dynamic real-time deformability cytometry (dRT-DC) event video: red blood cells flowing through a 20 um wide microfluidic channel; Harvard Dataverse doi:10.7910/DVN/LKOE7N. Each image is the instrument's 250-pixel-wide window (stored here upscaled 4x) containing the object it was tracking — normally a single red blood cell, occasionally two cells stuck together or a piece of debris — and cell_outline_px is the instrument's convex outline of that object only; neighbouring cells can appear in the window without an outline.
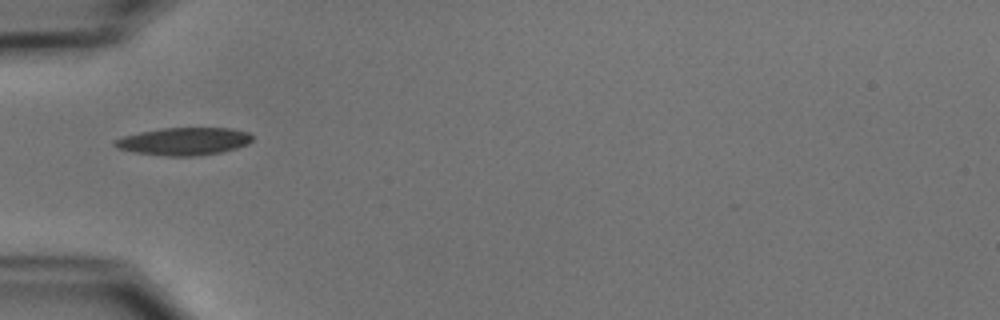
{"species": "common noctule bat (a hibernating species)", "species_latin": "Nyctalus noctula", "temperature_condition": "cold", "stored_images_in_passage": 6, "camera_frame_rate_fps": 3000, "um_per_image_px": 0.085, "animal": {"sex": "male", "body_mass_g": 15.6}, "frame": {"image": 1, "passage_image": 1, "time_ms": 0.0, "image_size_px": [1000, 320], "cell_outline_px": [[252, 140], [248, 144], [236, 148], [220, 152], [196, 156], [168, 156], [136, 152], [116, 148], [112, 144], [112, 140], [124, 136], [140, 132], [164, 128], [232, 128], [248, 132], [252, 136]], "centroid_in_image_um": [15.62, 12.01], "position_along_channel_um": 69.4, "area_um2": 22.08}}